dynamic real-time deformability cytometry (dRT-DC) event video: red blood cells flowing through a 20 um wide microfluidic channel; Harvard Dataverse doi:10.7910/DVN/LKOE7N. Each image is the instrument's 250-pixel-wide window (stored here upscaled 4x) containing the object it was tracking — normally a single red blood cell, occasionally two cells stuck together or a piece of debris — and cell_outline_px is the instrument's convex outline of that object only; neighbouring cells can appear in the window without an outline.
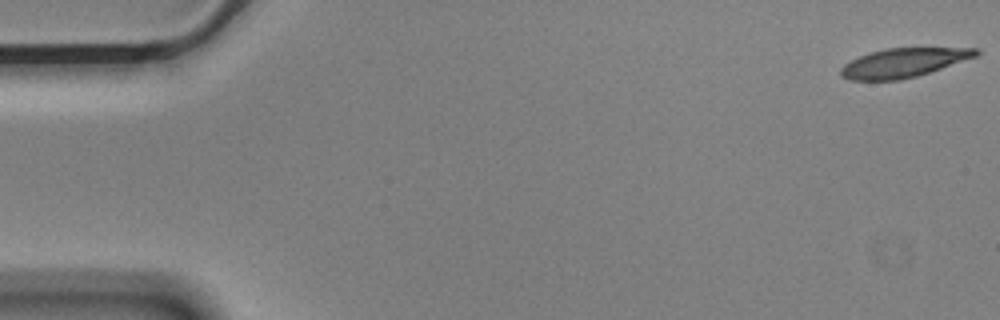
{"species": "Egyptian fruit bat (a non-hibernating species)", "species_latin": "Rousettus aegyptiacus", "temperature_condition": "cold", "stored_images_in_passage": 16, "camera_frame_rate_fps": 3000, "um_per_image_px": 0.085, "animal": {"sex": "male"}, "frame": {"image": 1, "passage_image": 1, "time_ms": 0.0, "image_size_px": [1000, 320], "cell_outline_px": [[980, 52], [976, 56], [916, 76], [900, 80], [848, 80], [840, 76], [840, 68], [844, 64], [860, 56], [884, 48], [980, 48]], "centroid_in_image_um": [76.75, 5.33], "position_along_channel_um": 8.2, "area_um2": 22.6}}
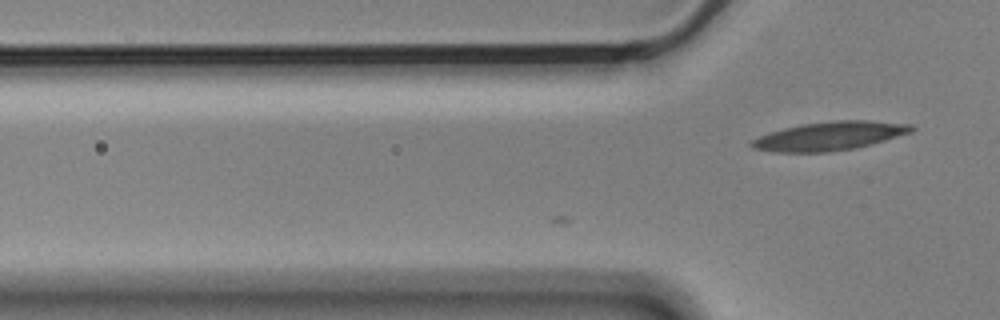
{"frame": {"image": 2, "passage_image": 16, "time_ms": 5.0, "image_size_px": [1000, 320], "cell_outline_px": [[916, 128], [912, 132], [872, 144], [856, 148], [828, 152], [776, 152], [752, 148], [748, 144], [752, 140], [760, 136], [784, 128], [800, 124], [836, 120], [868, 120], [912, 124]], "centroid_in_image_um": [70.55, 11.56], "position_along_channel_um": 55.3, "area_um2": 26.76}}